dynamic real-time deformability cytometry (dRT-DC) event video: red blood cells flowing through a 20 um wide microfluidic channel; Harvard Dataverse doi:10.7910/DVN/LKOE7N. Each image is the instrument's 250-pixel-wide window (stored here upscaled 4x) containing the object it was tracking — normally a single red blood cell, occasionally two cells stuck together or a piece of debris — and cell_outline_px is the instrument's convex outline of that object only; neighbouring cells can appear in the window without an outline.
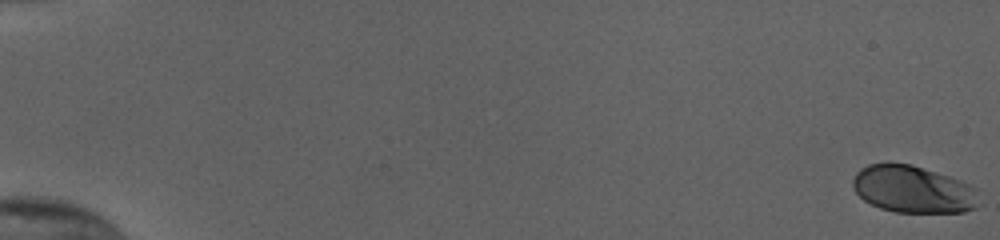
{"species": "human", "species_latin": "Homo sapiens", "temperature_condition": "cold", "stored_images_in_passage": 56, "camera_frame_rate_fps": 3000, "um_per_image_px": 0.085, "donor": {"sex": "female"}, "frame": {"image": 1, "passage_image": 1, "time_ms": 0.0, "image_size_px": [1000, 240], "cell_outline_px": [[980, 204], [976, 208], [964, 212], [896, 212], [880, 208], [864, 200], [856, 192], [852, 184], [852, 180], [856, 172], [860, 168], [868, 164], [888, 160], [912, 164], [972, 184], [976, 188]], "centroid_in_image_um": [77.61, 16.06], "position_along_channel_um": 7.4, "area_um2": 35.37}}
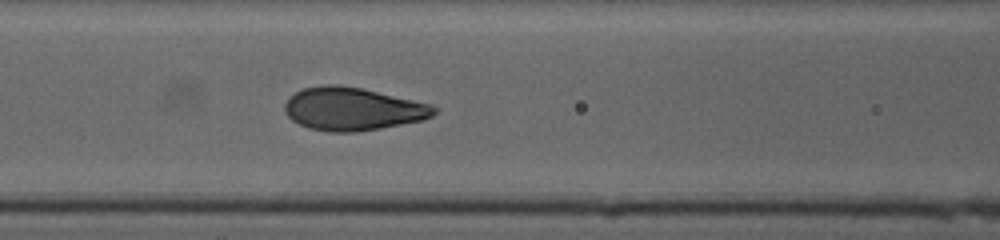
{"frame": {"image": 2, "passage_image": 27, "time_ms": 8.667, "image_size_px": [1000, 240], "cell_outline_px": [[436, 112], [432, 116], [424, 120], [380, 128], [356, 132], [328, 132], [308, 128], [292, 120], [284, 112], [284, 104], [288, 96], [304, 88], [324, 84], [336, 84], [360, 88], [432, 104], [436, 108]], "centroid_in_image_um": [29.95, 9.26], "position_along_channel_um": 136.7, "area_um2": 37.45}}
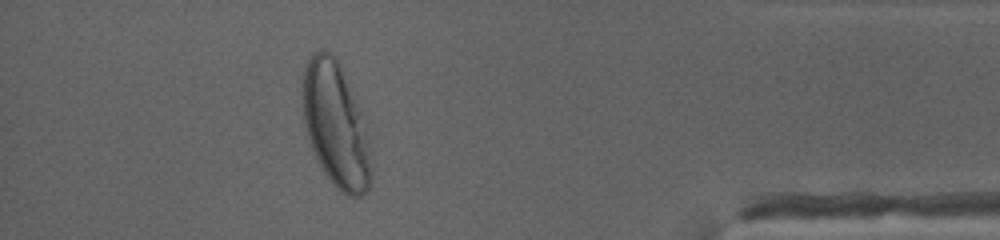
{"frame": {"image": 3, "passage_image": 51, "time_ms": 16.667, "image_size_px": [1000, 240], "cell_outline_px": [[372, 176], [368, 188], [360, 196], [348, 196], [336, 188], [320, 168], [312, 148], [308, 136], [304, 120], [300, 92], [304, 72], [308, 60], [320, 48], [324, 48], [340, 60], [360, 112], [368, 144], [372, 168]], "centroid_in_image_um": [28.5, 10.59], "position_along_channel_um": 406.7, "area_um2": 49.65}, "authors_computed_cell_mechanics": {"area_um2": 37.2232, "velocity_mm_per_s": 3.816, "shape_relaxation_time_tau1_ms": 2.7657, "shape_relaxation_time_tau2_ms": null, "deformation_change_tau1": 0.1713, "deformation_change_tau2": null}}